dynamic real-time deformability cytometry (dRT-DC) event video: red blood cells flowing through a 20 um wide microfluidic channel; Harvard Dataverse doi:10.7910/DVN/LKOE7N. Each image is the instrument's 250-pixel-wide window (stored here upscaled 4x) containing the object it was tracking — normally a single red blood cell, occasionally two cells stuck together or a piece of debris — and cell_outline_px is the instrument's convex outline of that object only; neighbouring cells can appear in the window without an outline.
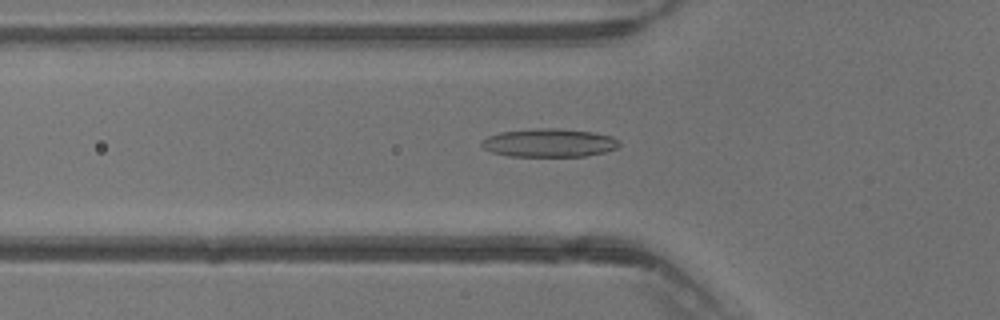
{"species": "common noctule bat (a hibernating species)", "species_latin": "Nyctalus noctula", "temperature_condition": "warm", "stored_images_in_passage": 33, "camera_frame_rate_fps": 3000, "um_per_image_px": 0.085, "animal": {"sex": "male", "body_mass_g": 13.3}, "frame": {"image": 1, "passage_image": 7, "time_ms": 2.0, "image_size_px": [1000, 320], "cell_outline_px": [[620, 144], [616, 148], [604, 152], [584, 156], [508, 156], [492, 152], [484, 148], [480, 144], [480, 140], [488, 136], [500, 132], [536, 128], [560, 128], [592, 132], [612, 136]], "centroid_in_image_um": [46.64, 12.13], "position_along_channel_um": 79.2, "area_um2": 22.72}}
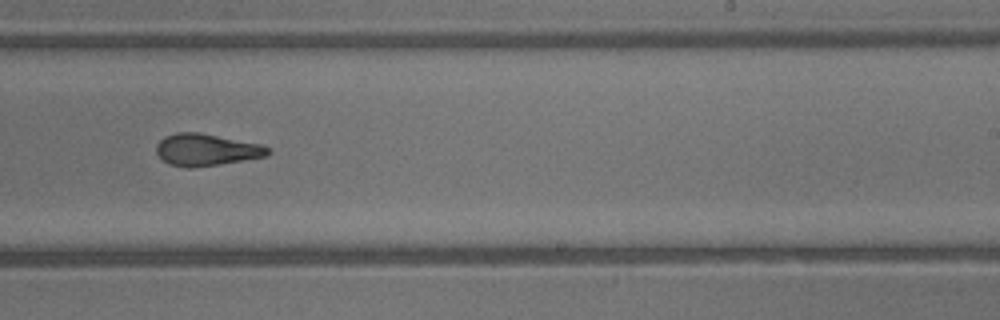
{"frame": {"image": 2, "passage_image": 18, "time_ms": 5.667, "image_size_px": [1000, 320], "cell_outline_px": [[272, 152], [268, 156], [196, 168], [184, 168], [168, 164], [156, 152], [156, 144], [164, 136], [176, 132], [200, 132], [260, 144], [268, 148]], "centroid_in_image_um": [17.52, 12.74], "position_along_channel_um": 271.5, "area_um2": 20.98}}
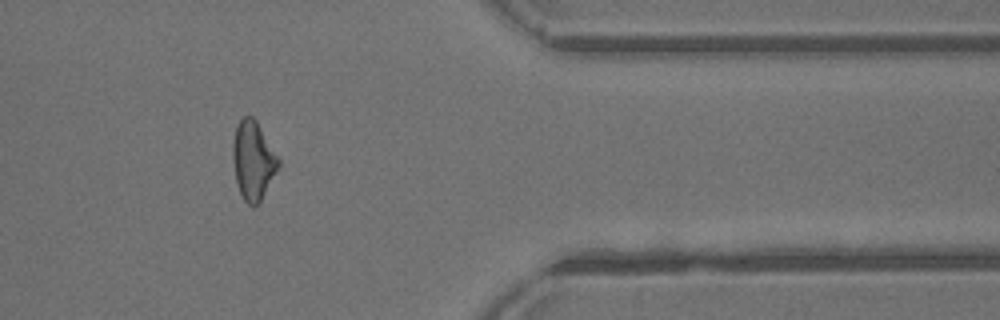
{"frame": {"image": 3, "passage_image": 26, "time_ms": 8.333, "image_size_px": [1000, 320], "cell_outline_px": [[280, 164], [260, 204], [256, 208], [252, 208], [244, 200], [236, 184], [232, 156], [232, 144], [236, 128], [240, 120], [244, 116], [252, 116], [256, 120], [280, 160]], "centroid_in_image_um": [21.51, 13.69], "position_along_channel_um": 389.9, "area_um2": 21.04}}